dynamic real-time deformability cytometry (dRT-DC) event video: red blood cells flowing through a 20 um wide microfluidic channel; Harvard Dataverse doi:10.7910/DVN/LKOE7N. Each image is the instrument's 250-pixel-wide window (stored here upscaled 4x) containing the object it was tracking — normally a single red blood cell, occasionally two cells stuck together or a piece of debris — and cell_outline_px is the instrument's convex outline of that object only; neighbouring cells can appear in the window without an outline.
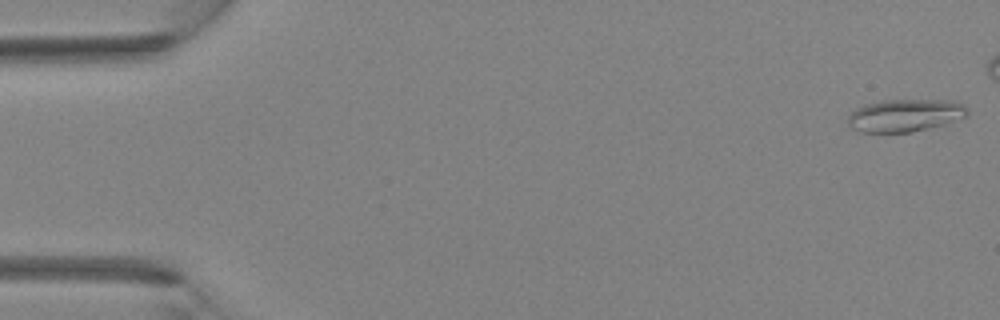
{"species": "Egyptian fruit bat (a non-hibernating species)", "species_latin": "Rousettus aegyptiacus", "temperature_condition": "room temperature", "stored_images_in_passage": 36, "camera_frame_rate_fps": 3000, "um_per_image_px": 0.085, "animal": {"sex": "female"}, "frame": {"image": 1, "passage_image": 1, "time_ms": 0.0, "image_size_px": [1000, 320], "cell_outline_px": [[968, 112], [964, 116], [944, 124], [912, 132], [860, 132], [852, 128], [848, 124], [848, 116], [856, 108], [864, 104], [880, 100], [952, 100], [964, 104], [968, 108]], "centroid_in_image_um": [76.91, 9.79], "position_along_channel_um": 8.1, "area_um2": 22.66}}
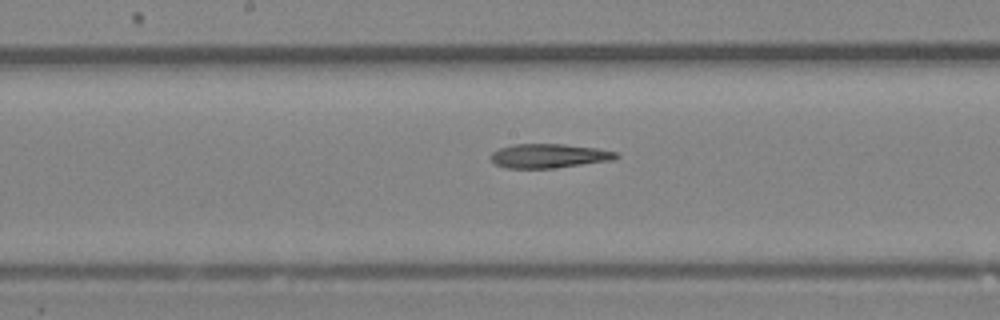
{"frame": {"image": 2, "passage_image": 21, "time_ms": 6.667, "image_size_px": [1000, 320], "cell_outline_px": [[620, 156], [612, 160], [552, 168], [504, 168], [496, 164], [492, 160], [492, 152], [500, 148], [516, 144], [564, 144], [596, 148], [616, 152]], "centroid_in_image_um": [46.66, 13.25], "position_along_channel_um": 201.5, "area_um2": 17.4}}
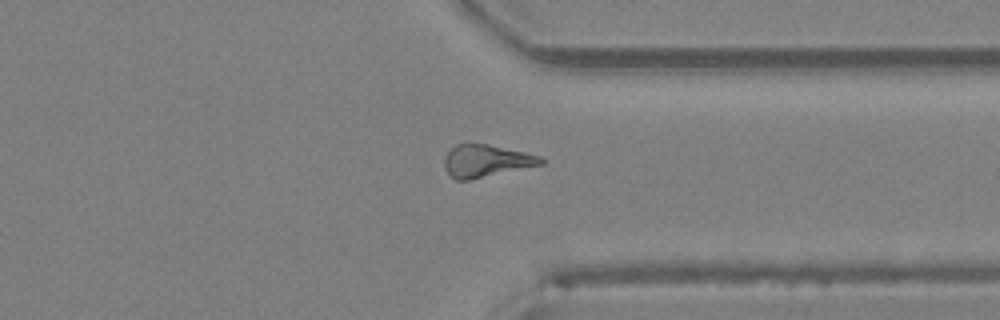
{"frame": {"image": 3, "passage_image": 31, "time_ms": 10.0, "image_size_px": [1000, 320], "cell_outline_px": [[544, 164], [468, 180], [456, 180], [448, 172], [444, 164], [444, 160], [448, 152], [456, 144], [488, 144], [524, 152], [540, 156], [544, 160]], "centroid_in_image_um": [41.34, 13.67], "position_along_channel_um": 370.1, "area_um2": 17.86}}